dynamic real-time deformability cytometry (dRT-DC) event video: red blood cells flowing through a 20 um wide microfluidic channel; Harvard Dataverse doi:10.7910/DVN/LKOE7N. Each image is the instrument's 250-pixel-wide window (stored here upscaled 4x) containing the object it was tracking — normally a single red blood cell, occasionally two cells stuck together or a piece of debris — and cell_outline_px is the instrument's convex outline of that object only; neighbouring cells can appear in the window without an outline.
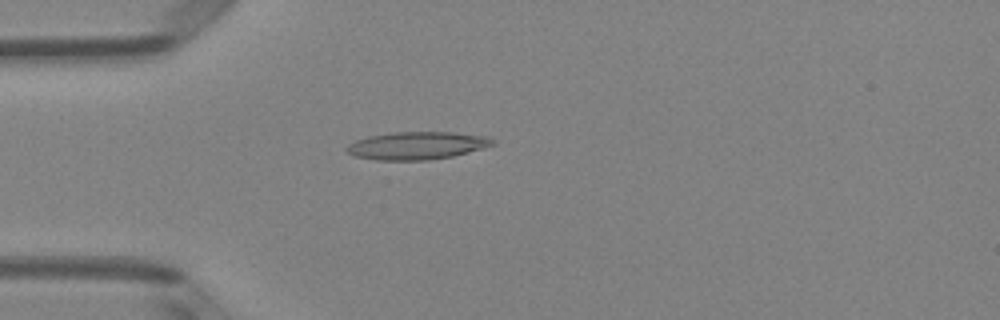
{"species": "Egyptian fruit bat (a non-hibernating species)", "species_latin": "Rousettus aegyptiacus", "temperature_condition": "room temperature", "stored_images_in_passage": 38, "camera_frame_rate_fps": 3000, "um_per_image_px": 0.085, "animal": {"sex": "female"}, "frame": {"image": 1, "passage_image": 2, "time_ms": 0.333, "image_size_px": [1000, 320], "cell_outline_px": [[496, 144], [484, 148], [452, 156], [428, 160], [376, 160], [352, 156], [344, 148], [348, 144], [356, 140], [368, 136], [392, 132], [452, 132], [488, 136], [496, 140]], "centroid_in_image_um": [35.44, 12.37], "position_along_channel_um": 49.6, "area_um2": 23.81}}
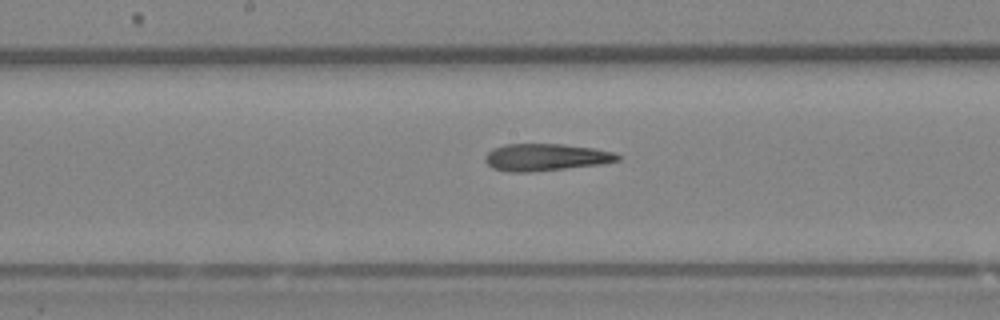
{"frame": {"image": 2, "passage_image": 14, "time_ms": 4.333, "image_size_px": [1000, 320], "cell_outline_px": [[620, 160], [600, 164], [528, 172], [508, 172], [492, 168], [484, 160], [484, 156], [492, 148], [504, 144], [564, 144], [592, 148], [616, 152], [620, 156]], "centroid_in_image_um": [46.35, 13.36], "position_along_channel_um": 201.8, "area_um2": 20.92}}
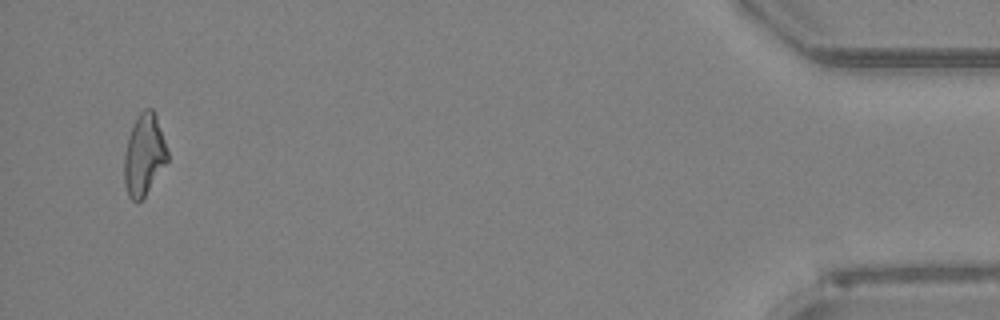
{"frame": {"image": 3, "passage_image": 36, "time_ms": 11.667, "image_size_px": [1000, 320], "cell_outline_px": [[168, 160], [144, 196], [136, 204], [128, 196], [124, 184], [124, 156], [128, 136], [136, 116], [144, 108], [152, 108], [156, 116], [168, 152]], "centroid_in_image_um": [12.22, 13.16], "position_along_channel_um": 423.0, "area_um2": 20.4}, "authors_computed_cell_mechanics": {"area_um2": 20.9814, "velocity_mm_per_s": 4.1213, "shape_relaxation_time_tau1_ms": null, "shape_relaxation_time_tau2_ms": 8.0831, "deformation_change_tau1": null, "deformation_change_tau2": 0.2358}}